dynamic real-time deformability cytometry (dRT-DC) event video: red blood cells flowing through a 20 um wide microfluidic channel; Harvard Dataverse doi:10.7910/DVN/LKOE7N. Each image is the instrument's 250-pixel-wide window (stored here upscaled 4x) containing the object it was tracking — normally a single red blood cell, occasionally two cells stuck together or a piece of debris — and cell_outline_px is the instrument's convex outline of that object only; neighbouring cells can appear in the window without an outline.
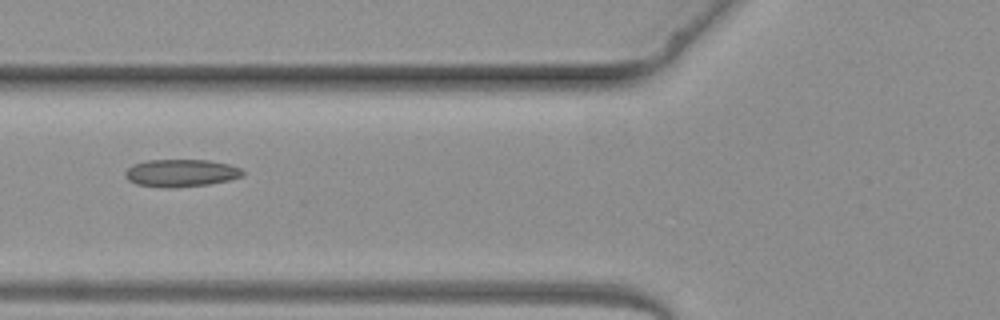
{"species": "common noctule bat (a hibernating species)", "species_latin": "Nyctalus noctula", "temperature_condition": "warm", "stored_images_in_passage": 4, "camera_frame_rate_fps": 3000, "um_per_image_px": 0.085, "animal": {"sex": "female", "body_mass_g": 19.3, "forearm_length_mm": 54.1}, "frame": {"image": 1, "passage_image": 4, "time_ms": 4.333, "image_size_px": [1000, 320], "cell_outline_px": [[244, 176], [228, 180], [208, 184], [172, 188], [164, 188], [136, 184], [128, 180], [124, 176], [124, 172], [132, 164], [148, 160], [208, 160], [228, 164], [240, 168], [244, 172]], "centroid_in_image_um": [15.35, 14.71], "position_along_channel_um": 110.4, "area_um2": 18.9}}